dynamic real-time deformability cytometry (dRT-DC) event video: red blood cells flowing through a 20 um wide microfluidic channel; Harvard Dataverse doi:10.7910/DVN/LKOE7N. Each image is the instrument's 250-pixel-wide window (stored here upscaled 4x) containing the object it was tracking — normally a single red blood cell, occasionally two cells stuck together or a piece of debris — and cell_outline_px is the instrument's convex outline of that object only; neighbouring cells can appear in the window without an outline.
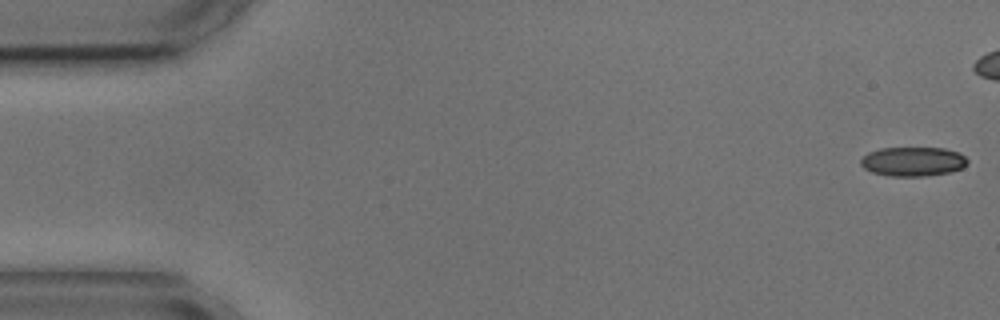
{"species": "common noctule bat (a hibernating species)", "species_latin": "Nyctalus noctula", "temperature_condition": "cold", "stored_images_in_passage": 6, "camera_frame_rate_fps": 3000, "um_per_image_px": 0.085, "animal": {"sex": "male", "body_mass_g": 17.9, "forearm_length_mm": 54.2}, "frame": {"image": 1, "passage_image": 1, "time_ms": 0.0, "image_size_px": [1000, 320], "cell_outline_px": [[968, 164], [960, 168], [948, 172], [924, 176], [888, 176], [872, 172], [864, 168], [860, 164], [860, 160], [868, 152], [880, 148], [944, 148], [960, 152], [968, 160]], "centroid_in_image_um": [77.59, 13.72], "position_along_channel_um": 7.4, "area_um2": 18.21}}
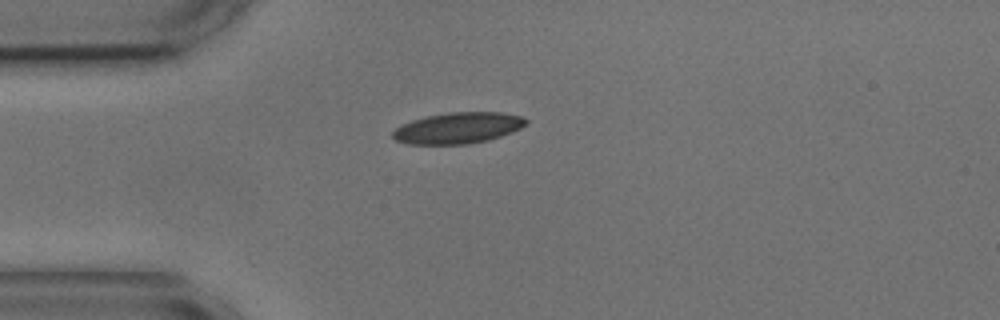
{"frame": {"image": 2, "passage_image": 6, "time_ms": 6.0, "image_size_px": [1000, 320], "cell_outline_px": [[528, 124], [512, 132], [488, 140], [468, 144], [408, 144], [396, 140], [392, 136], [392, 132], [396, 128], [412, 120], [428, 116], [448, 112], [500, 112], [520, 116], [528, 120]], "centroid_in_image_um": [38.95, 10.88], "position_along_channel_um": 46.1, "area_um2": 24.04}}